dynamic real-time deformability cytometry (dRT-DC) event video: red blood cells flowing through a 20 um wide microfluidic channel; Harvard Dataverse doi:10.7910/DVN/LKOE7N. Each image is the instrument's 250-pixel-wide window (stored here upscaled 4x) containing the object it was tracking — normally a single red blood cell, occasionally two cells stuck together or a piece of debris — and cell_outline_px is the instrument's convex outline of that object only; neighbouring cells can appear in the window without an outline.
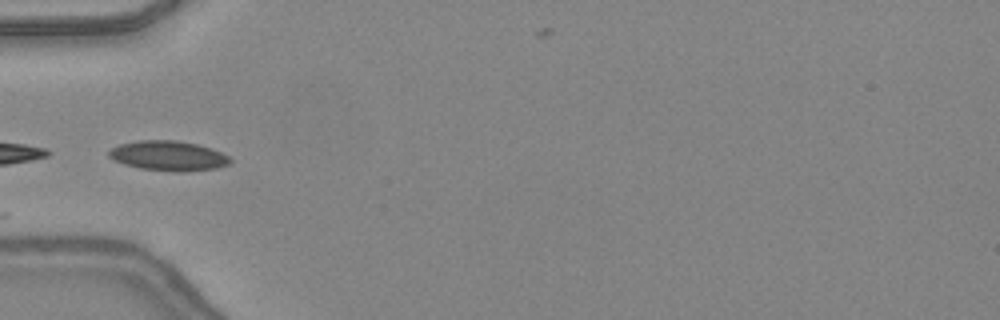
{"species": "common noctule bat (a hibernating species)", "species_latin": "Nyctalus noctula", "temperature_condition": "warm", "stored_images_in_passage": 5, "camera_frame_rate_fps": 3000, "um_per_image_px": 0.085, "animal": {"sex": "female", "body_mass_g": 24.6, "forearm_length_mm": 56.2}, "frame": {"image": 1, "passage_image": 1, "time_ms": 0.0, "image_size_px": [1000, 320], "cell_outline_px": [[232, 160], [228, 164], [216, 168], [184, 172], [176, 172], [140, 168], [124, 164], [112, 160], [108, 156], [108, 152], [112, 148], [120, 144], [136, 140], [176, 140], [196, 144], [212, 148], [228, 156]], "centroid_in_image_um": [14.29, 13.24], "position_along_channel_um": 70.7, "area_um2": 21.15}}